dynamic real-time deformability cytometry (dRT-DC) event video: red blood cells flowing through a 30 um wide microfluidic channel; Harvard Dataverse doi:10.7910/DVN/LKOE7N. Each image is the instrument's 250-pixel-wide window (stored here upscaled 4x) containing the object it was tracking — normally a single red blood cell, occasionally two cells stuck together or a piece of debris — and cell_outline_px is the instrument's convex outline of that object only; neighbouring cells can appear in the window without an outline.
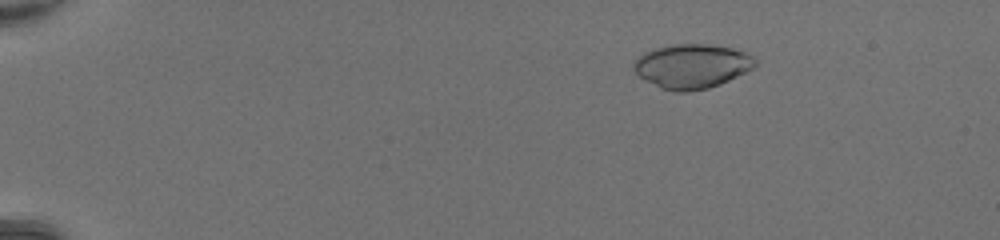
{"species": "common noctule bat (a hibernating species)", "species_latin": "Nyctalus noctula", "temperature_condition": "room temperature", "stored_images_in_passage": 49, "camera_frame_rate_fps": 3000, "um_per_image_px": 0.085, "animal": {"sex": "female", "body_mass_g": 20.0, "forearm_length_mm": 54.0}, "frame": {"image": 1, "passage_image": 9, "time_ms": 2.667, "image_size_px": [1000, 240], "cell_outline_px": [[756, 64], [752, 68], [720, 84], [708, 88], [688, 92], [672, 92], [660, 88], [640, 76], [632, 68], [632, 64], [644, 52], [668, 44], [708, 44], [732, 48], [744, 52], [752, 56], [756, 60]], "centroid_in_image_um": [58.78, 5.62], "position_along_channel_um": 26.2, "area_um2": 31.21}}
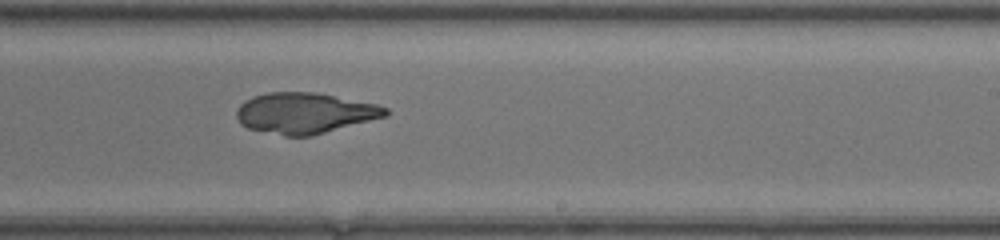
{"frame": {"image": 2, "passage_image": 33, "time_ms": 10.667, "image_size_px": [1000, 240], "cell_outline_px": [[392, 112], [388, 116], [312, 136], [284, 136], [248, 128], [240, 124], [236, 116], [236, 108], [244, 100], [252, 96], [268, 92], [316, 92], [376, 104], [388, 108]], "centroid_in_image_um": [25.91, 9.61], "position_along_channel_um": 263.1, "area_um2": 35.78}}
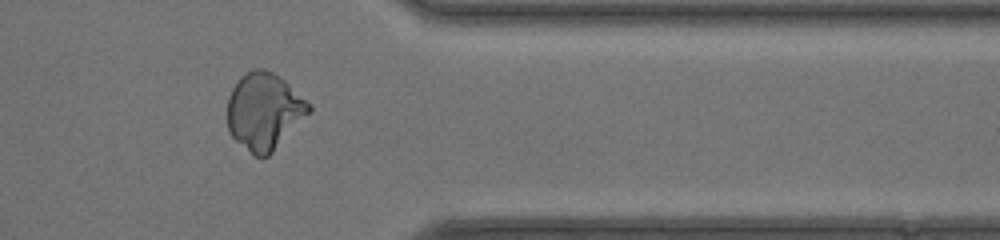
{"frame": {"image": 3, "passage_image": 42, "time_ms": 13.667, "image_size_px": [1000, 240], "cell_outline_px": [[312, 112], [268, 156], [252, 156], [228, 132], [228, 96], [232, 88], [240, 76], [252, 68], [264, 68], [272, 72], [284, 80], [312, 108]], "centroid_in_image_um": [22.43, 9.46], "position_along_channel_um": 389.0, "area_um2": 36.41}}